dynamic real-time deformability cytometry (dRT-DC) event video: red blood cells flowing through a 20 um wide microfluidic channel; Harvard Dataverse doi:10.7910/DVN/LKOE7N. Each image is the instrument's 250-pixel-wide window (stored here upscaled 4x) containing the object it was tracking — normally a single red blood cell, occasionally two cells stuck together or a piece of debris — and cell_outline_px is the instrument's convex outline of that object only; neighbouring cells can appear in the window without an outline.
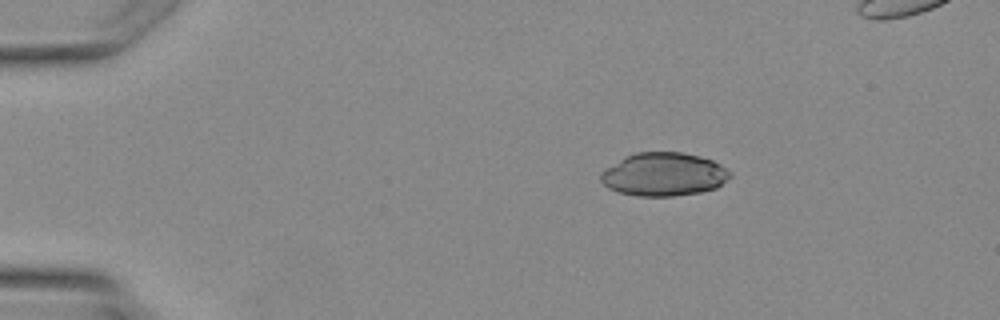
{"species": "Egyptian fruit bat (a non-hibernating species)", "species_latin": "Rousettus aegyptiacus", "temperature_condition": "warm", "stored_images_in_passage": 3, "camera_frame_rate_fps": 3000, "um_per_image_px": 0.085, "animal": {"sex": "female"}, "frame": {"image": 1, "passage_image": 1, "time_ms": 0.0, "image_size_px": [1000, 320], "cell_outline_px": [[732, 176], [716, 188], [700, 192], [672, 196], [636, 196], [620, 192], [608, 188], [600, 180], [600, 172], [604, 168], [624, 156], [636, 152], [680, 152], [700, 156], [712, 160], [720, 164], [732, 172]], "centroid_in_image_um": [56.4, 14.81], "position_along_channel_um": 28.6, "area_um2": 32.89}}